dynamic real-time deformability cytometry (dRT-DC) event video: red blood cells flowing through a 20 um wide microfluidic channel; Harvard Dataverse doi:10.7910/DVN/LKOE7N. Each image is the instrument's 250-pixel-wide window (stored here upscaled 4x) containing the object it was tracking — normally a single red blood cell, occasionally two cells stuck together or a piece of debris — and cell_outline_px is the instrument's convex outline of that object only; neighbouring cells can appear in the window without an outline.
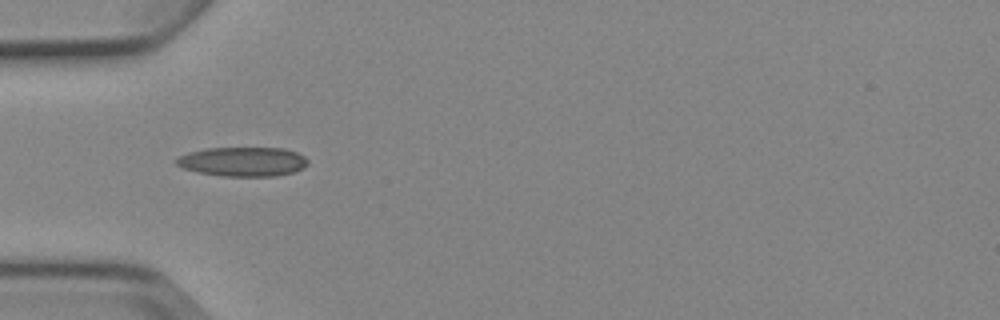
{"species": "Egyptian fruit bat (a non-hibernating species)", "species_latin": "Rousettus aegyptiacus", "temperature_condition": "cold", "stored_images_in_passage": 6, "camera_frame_rate_fps": 3000, "um_per_image_px": 0.085, "animal": {"sex": "female"}, "frame": {"image": 1, "passage_image": 1, "time_ms": 0.0, "image_size_px": [1000, 320], "cell_outline_px": [[308, 164], [304, 168], [292, 172], [276, 176], [220, 176], [196, 172], [184, 168], [176, 164], [172, 160], [188, 152], [204, 148], [284, 148], [296, 152], [304, 156], [308, 160]], "centroid_in_image_um": [20.62, 13.74], "position_along_channel_um": 64.4, "area_um2": 22.66}}
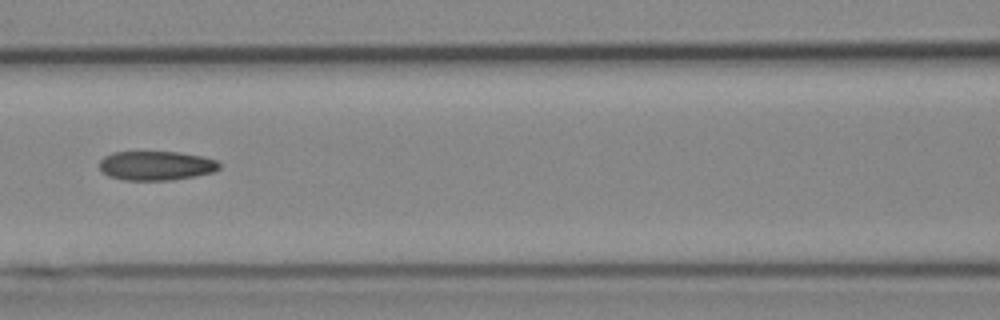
{"frame": {"image": 2, "passage_image": 3, "time_ms": 2.333, "image_size_px": [1000, 320], "cell_outline_px": [[220, 168], [212, 172], [196, 176], [172, 180], [124, 180], [108, 176], [100, 172], [100, 160], [104, 156], [112, 152], [180, 152], [200, 156], [216, 160], [220, 164]], "centroid_in_image_um": [13.24, 14.08], "position_along_channel_um": 153.4, "area_um2": 20.52}}
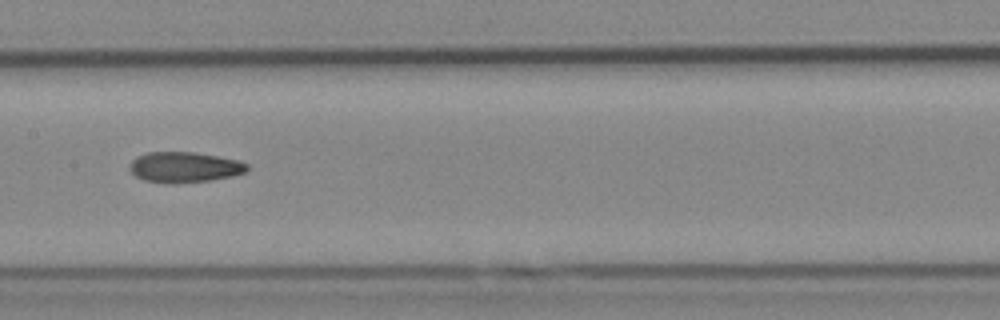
{"frame": {"image": 3, "passage_image": 4, "time_ms": 3.333, "image_size_px": [1000, 320], "cell_outline_px": [[248, 172], [232, 176], [208, 180], [176, 184], [168, 184], [144, 180], [136, 176], [128, 168], [132, 160], [136, 156], [148, 152], [196, 152], [240, 160], [248, 164]], "centroid_in_image_um": [15.69, 14.21], "position_along_channel_um": 191.7, "area_um2": 21.15}}